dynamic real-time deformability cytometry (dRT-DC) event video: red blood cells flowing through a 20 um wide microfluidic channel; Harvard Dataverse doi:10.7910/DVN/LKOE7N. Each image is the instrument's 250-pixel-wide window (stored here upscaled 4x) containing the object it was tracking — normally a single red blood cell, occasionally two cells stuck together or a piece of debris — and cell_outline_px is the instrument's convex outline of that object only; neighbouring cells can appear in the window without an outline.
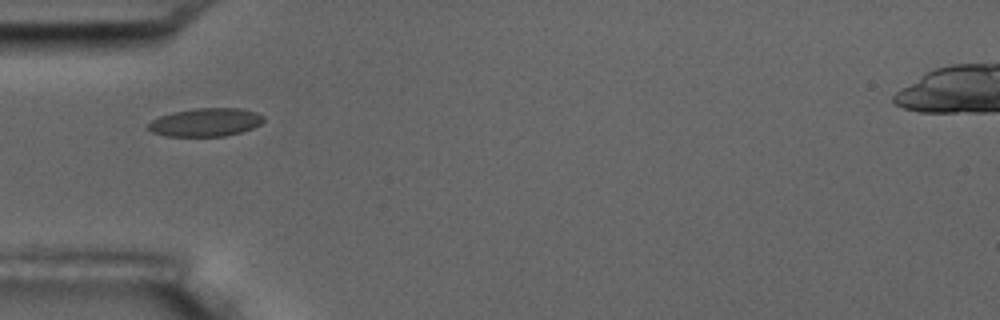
{"species": "common noctule bat (a hibernating species)", "species_latin": "Nyctalus noctula", "temperature_condition": "room temperature", "stored_images_in_passage": 10, "camera_frame_rate_fps": 3000, "um_per_image_px": 0.085, "animal": {"sex": "male", "body_mass_g": 17.5, "forearm_length_mm": 52.3}, "frame": {"image": 1, "passage_image": 5, "time_ms": 4.667, "image_size_px": [1000, 320], "cell_outline_px": [[264, 120], [260, 124], [252, 128], [240, 132], [224, 136], [164, 136], [152, 132], [148, 128], [148, 124], [152, 120], [160, 116], [172, 112], [196, 108], [240, 108], [256, 112], [264, 116]], "centroid_in_image_um": [17.47, 10.39], "position_along_channel_um": 67.5, "area_um2": 18.96}}
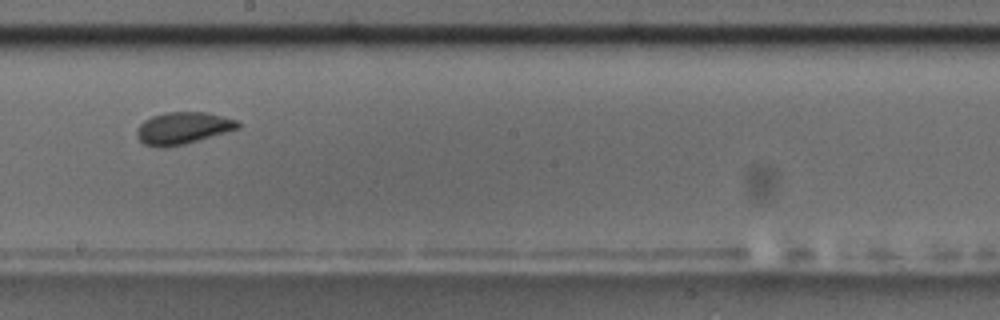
{"frame": {"image": 2, "passage_image": 9, "time_ms": 9.333, "image_size_px": [1000, 320], "cell_outline_px": [[240, 128], [184, 144], [164, 148], [156, 148], [144, 144], [136, 136], [136, 128], [144, 120], [152, 116], [164, 112], [208, 112], [240, 120]], "centroid_in_image_um": [15.54, 10.88], "position_along_channel_um": 232.7, "area_um2": 19.13}}
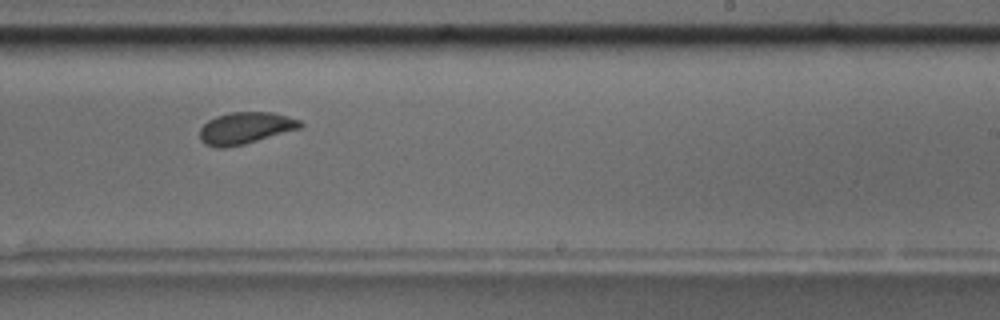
{"frame": {"image": 3, "passage_image": 10, "time_ms": 10.333, "image_size_px": [1000, 320], "cell_outline_px": [[304, 124], [300, 128], [244, 144], [224, 148], [216, 148], [204, 144], [200, 140], [200, 128], [208, 120], [216, 116], [232, 112], [272, 112], [288, 116], [300, 120]], "centroid_in_image_um": [20.84, 10.88], "position_along_channel_um": 268.2, "area_um2": 18.61}}